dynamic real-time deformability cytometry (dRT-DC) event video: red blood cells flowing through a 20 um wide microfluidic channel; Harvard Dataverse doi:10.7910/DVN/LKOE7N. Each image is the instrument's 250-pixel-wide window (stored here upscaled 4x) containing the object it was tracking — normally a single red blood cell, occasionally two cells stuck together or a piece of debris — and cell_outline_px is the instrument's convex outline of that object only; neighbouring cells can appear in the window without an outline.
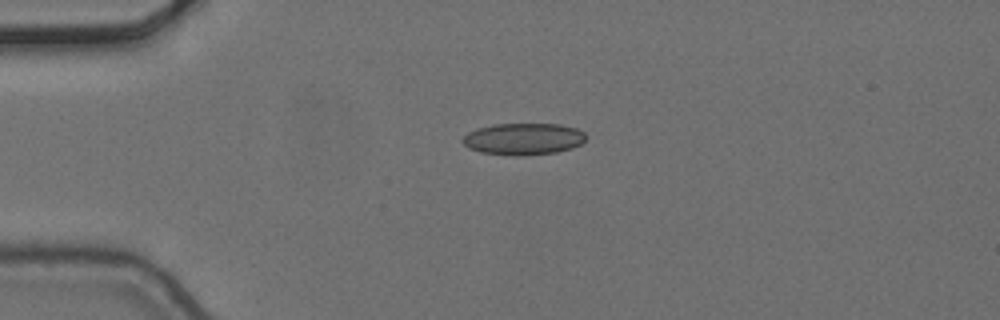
{"species": "common noctule bat (a hibernating species)", "species_latin": "Nyctalus noctula", "temperature_condition": "cold", "stored_images_in_passage": 2, "camera_frame_rate_fps": 3000, "um_per_image_px": 0.085, "animal": {"sex": "female", "body_mass_g": 24.6, "forearm_length_mm": 56.2}, "frame": {"image": 1, "passage_image": 1, "time_ms": 0.0, "image_size_px": [1000, 320], "cell_outline_px": [[584, 140], [580, 144], [572, 148], [556, 152], [524, 156], [512, 156], [480, 152], [468, 148], [460, 140], [468, 132], [476, 128], [492, 124], [560, 124], [576, 128], [584, 132]], "centroid_in_image_um": [44.44, 11.81], "position_along_channel_um": 40.6, "area_um2": 23.0}}